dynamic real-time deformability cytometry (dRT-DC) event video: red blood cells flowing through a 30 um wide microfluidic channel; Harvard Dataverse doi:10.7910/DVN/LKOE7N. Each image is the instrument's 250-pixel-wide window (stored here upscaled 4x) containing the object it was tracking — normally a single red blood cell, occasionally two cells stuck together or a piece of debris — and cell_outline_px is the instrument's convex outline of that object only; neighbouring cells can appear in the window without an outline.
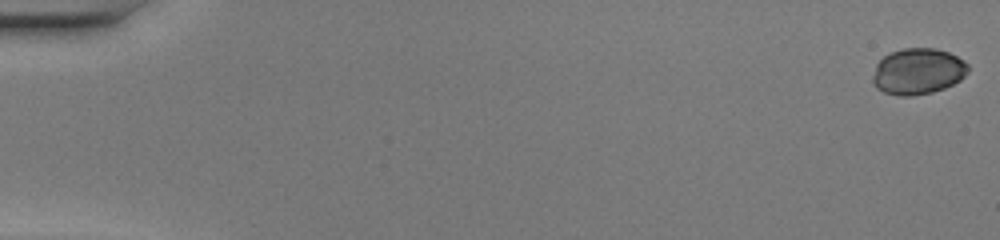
{"species": "common noctule bat (a hibernating species)", "species_latin": "Nyctalus noctula", "temperature_condition": "warm", "stored_images_in_passage": 46, "camera_frame_rate_fps": 3000, "um_per_image_px": 0.085, "animal": {"sex": "female", "body_mass_g": 20.0, "forearm_length_mm": 54.0}, "frame": {"image": 1, "passage_image": 1, "time_ms": 0.0, "image_size_px": [1000, 240], "cell_outline_px": [[968, 72], [960, 80], [944, 88], [932, 92], [912, 96], [896, 96], [884, 92], [876, 88], [872, 84], [872, 76], [876, 64], [884, 56], [892, 52], [904, 48], [936, 48], [948, 52], [964, 60], [968, 64]], "centroid_in_image_um": [78.0, 6.07], "position_along_channel_um": 7.0, "area_um2": 25.78}}
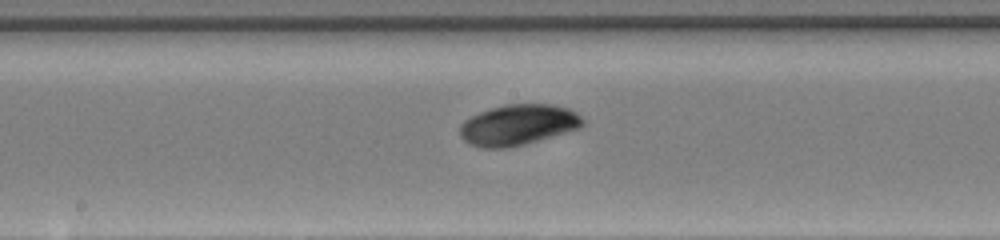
{"frame": {"image": 2, "passage_image": 28, "time_ms": 9.0, "image_size_px": [1000, 240], "cell_outline_px": [[584, 124], [580, 128], [524, 144], [508, 148], [484, 148], [468, 144], [460, 136], [460, 124], [464, 120], [480, 112], [504, 104], [552, 104], [568, 108], [576, 112], [584, 120]], "centroid_in_image_um": [44.03, 10.61], "position_along_channel_um": 204.2, "area_um2": 29.13}}
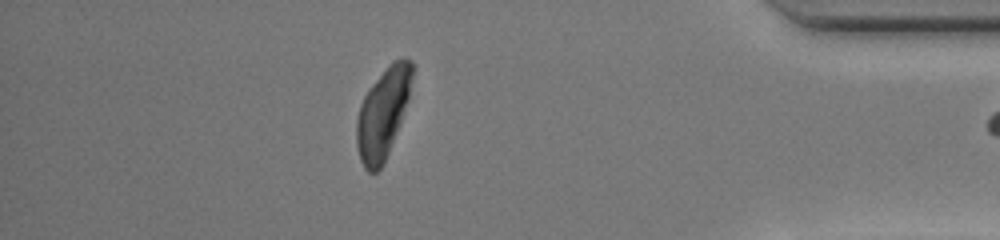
{"frame": {"image": 3, "passage_image": 45, "time_ms": 14.667, "image_size_px": [1000, 240], "cell_outline_px": [[416, 68], [408, 100], [400, 124], [384, 164], [376, 172], [368, 172], [364, 168], [360, 160], [356, 144], [356, 120], [360, 104], [364, 96], [372, 84], [388, 64], [392, 60], [400, 56], [412, 60], [416, 64]], "centroid_in_image_um": [32.58, 9.56], "position_along_channel_um": 402.6, "area_um2": 29.82}}